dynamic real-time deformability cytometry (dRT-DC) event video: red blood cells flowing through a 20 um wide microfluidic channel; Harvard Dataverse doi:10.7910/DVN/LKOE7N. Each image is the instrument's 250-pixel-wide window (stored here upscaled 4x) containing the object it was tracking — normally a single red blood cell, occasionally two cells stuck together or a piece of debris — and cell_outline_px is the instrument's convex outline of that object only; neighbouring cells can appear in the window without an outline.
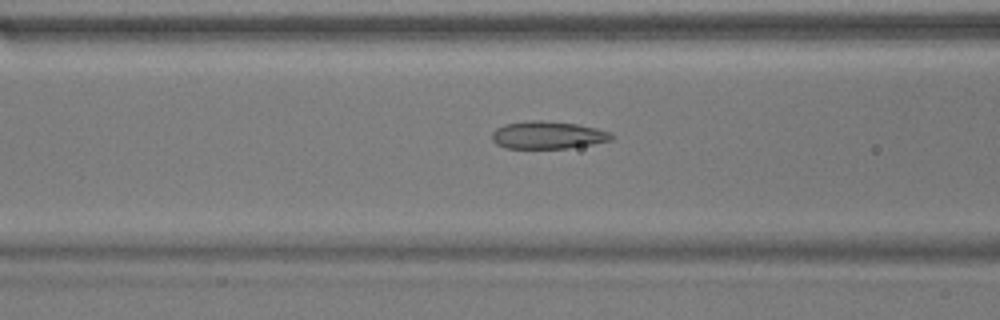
{"species": "common noctule bat (a hibernating species)", "species_latin": "Nyctalus noctula", "temperature_condition": "warm", "stored_images_in_passage": 53, "camera_frame_rate_fps": 3000, "um_per_image_px": 0.085, "animal": {"sex": "male", "body_mass_g": 17.9}, "frame": {"image": 1, "passage_image": 21, "time_ms": 6.667, "image_size_px": [1000, 320], "cell_outline_px": [[616, 136], [612, 140], [592, 144], [568, 148], [504, 148], [496, 144], [492, 140], [492, 132], [496, 128], [504, 124], [528, 120], [540, 120], [576, 124], [596, 128], [612, 132]], "centroid_in_image_um": [46.57, 11.48], "position_along_channel_um": 120.0, "area_um2": 19.36}}
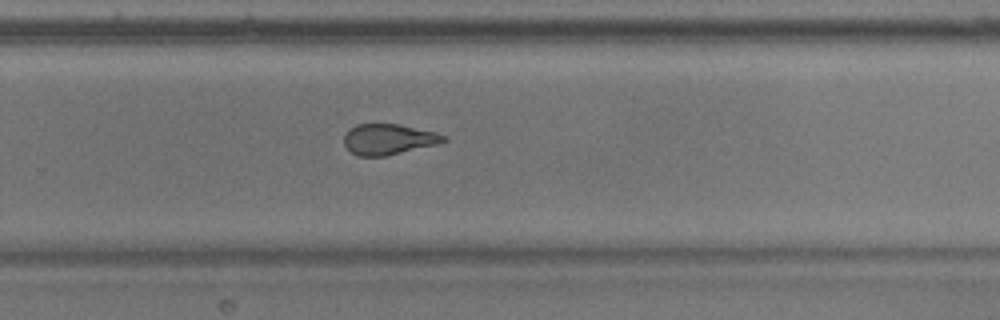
{"frame": {"image": 2, "passage_image": 35, "time_ms": 11.333, "image_size_px": [1000, 320], "cell_outline_px": [[448, 140], [436, 144], [384, 156], [356, 156], [344, 144], [344, 136], [356, 124], [396, 124], [436, 132], [448, 136]], "centroid_in_image_um": [33.04, 11.84], "position_along_channel_um": 296.8, "area_um2": 17.51}}
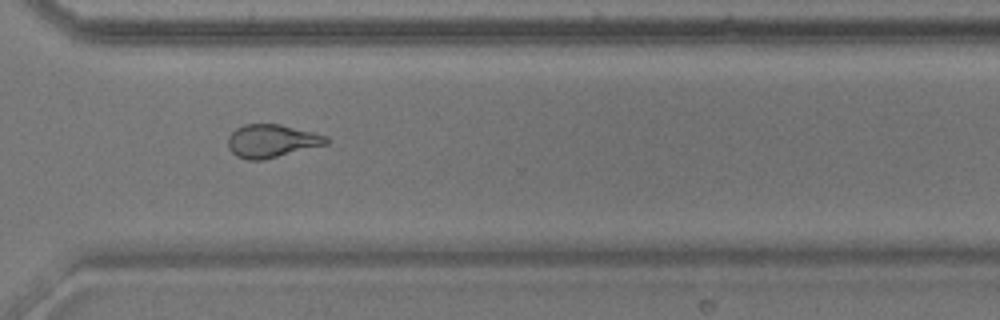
{"frame": {"image": 3, "passage_image": 39, "time_ms": 12.667, "image_size_px": [1000, 320], "cell_outline_px": [[328, 144], [264, 160], [248, 160], [236, 156], [228, 148], [228, 136], [236, 128], [244, 124], [280, 124], [328, 136]], "centroid_in_image_um": [23.08, 11.99], "position_along_channel_um": 347.5, "area_um2": 19.02}, "authors_computed_cell_mechanics": {"area_um2": 19.9988, "velocity_mm_per_s": 3.7946, "shape_relaxation_time_tau1_ms": null, "shape_relaxation_time_tau2_ms": 1.8714, "deformation_change_tau1": null, "deformation_change_tau2": 0.0841}}